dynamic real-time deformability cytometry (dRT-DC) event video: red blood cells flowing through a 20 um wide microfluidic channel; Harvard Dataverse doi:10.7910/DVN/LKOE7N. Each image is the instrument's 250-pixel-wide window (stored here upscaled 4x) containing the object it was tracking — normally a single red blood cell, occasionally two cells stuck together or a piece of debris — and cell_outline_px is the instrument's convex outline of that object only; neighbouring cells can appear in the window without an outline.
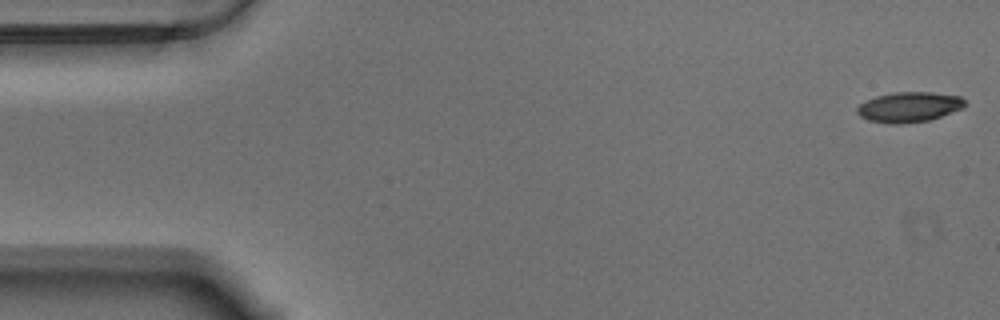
{"species": "Egyptian fruit bat (a non-hibernating species)", "species_latin": "Rousettus aegyptiacus", "temperature_condition": "warm", "stored_images_in_passage": 56, "camera_frame_rate_fps": 3000, "um_per_image_px": 0.085, "animal": {"sex": "male"}, "frame": {"image": 1, "passage_image": 1, "time_ms": 0.0, "image_size_px": [1000, 320], "cell_outline_px": [[968, 104], [964, 108], [928, 120], [904, 124], [888, 124], [868, 120], [860, 116], [856, 112], [856, 108], [860, 104], [876, 96], [892, 92], [932, 92], [960, 96]], "centroid_in_image_um": [77.28, 9.1], "position_along_channel_um": 7.7, "area_um2": 19.07}}
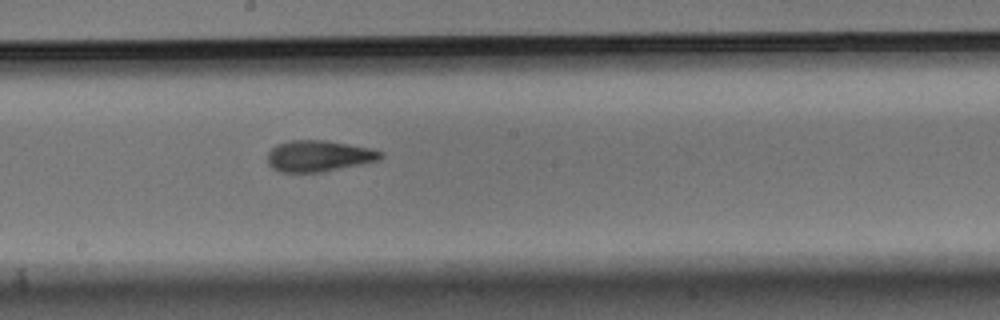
{"frame": {"image": 2, "passage_image": 30, "time_ms": 9.667, "image_size_px": [1000, 320], "cell_outline_px": [[384, 156], [380, 160], [324, 172], [280, 172], [272, 168], [268, 164], [268, 152], [276, 144], [292, 140], [324, 140], [348, 144], [368, 148], [384, 152]], "centroid_in_image_um": [27.1, 13.26], "position_along_channel_um": 221.1, "area_um2": 20.63}}
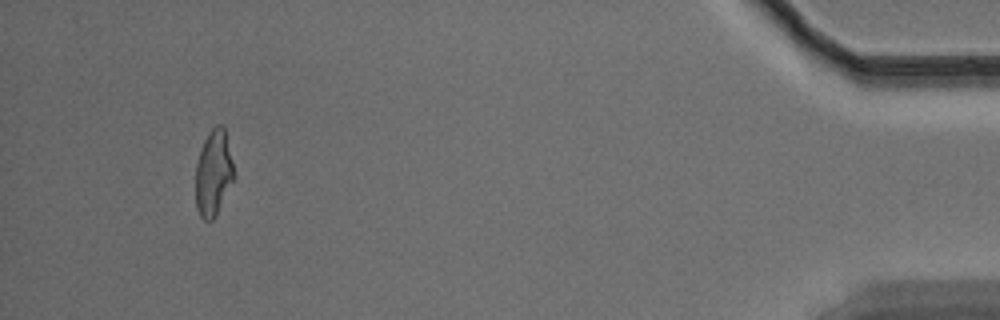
{"frame": {"image": 3, "passage_image": 53, "time_ms": 17.333, "image_size_px": [1000, 320], "cell_outline_px": [[236, 176], [216, 216], [212, 220], [204, 220], [200, 216], [196, 208], [196, 164], [204, 140], [208, 132], [216, 124], [224, 124]], "centroid_in_image_um": [18.17, 14.69], "position_along_channel_um": 417.0, "area_um2": 19.48}, "authors_computed_cell_mechanics": {"area_um2": 19.941, "velocity_mm_per_s": 3.5318, "shape_relaxation_time_tau1_ms": 8.3182, "shape_relaxation_time_tau2_ms": 1.3763, "deformation_change_tau1": 0.2438, "deformation_change_tau2": 0.0929}}